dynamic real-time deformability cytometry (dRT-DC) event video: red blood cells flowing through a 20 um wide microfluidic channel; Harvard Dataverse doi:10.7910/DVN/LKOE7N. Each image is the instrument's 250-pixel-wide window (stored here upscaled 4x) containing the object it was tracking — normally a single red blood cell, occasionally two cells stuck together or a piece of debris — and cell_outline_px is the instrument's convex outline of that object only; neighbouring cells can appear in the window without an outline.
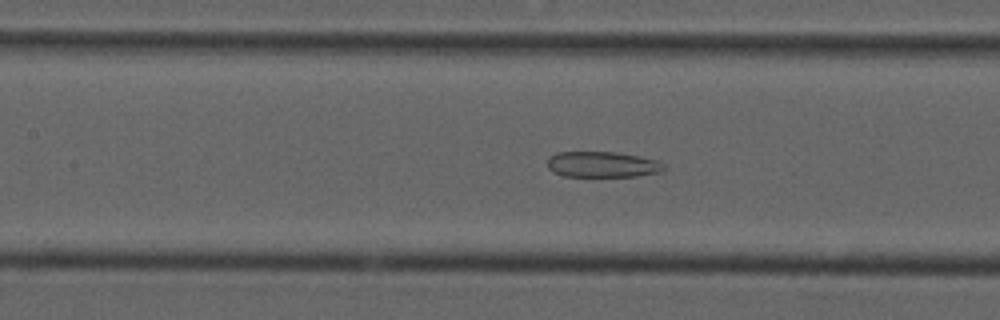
{"species": "common noctule bat (a hibernating species)", "species_latin": "Nyctalus noctula", "temperature_condition": "cold", "stored_images_in_passage": 44, "camera_frame_rate_fps": 3000, "um_per_image_px": 0.085, "animal": {"sex": "male", "forearm_length_mm": 52.5}, "frame": {"image": 1, "passage_image": 17, "time_ms": 5.333, "image_size_px": [1000, 320], "cell_outline_px": [[664, 168], [660, 172], [636, 176], [564, 176], [552, 172], [548, 168], [548, 160], [556, 152], [616, 152], [640, 156], [656, 160], [664, 164]], "centroid_in_image_um": [51.19, 13.98], "position_along_channel_um": 156.2, "area_um2": 17.4}}
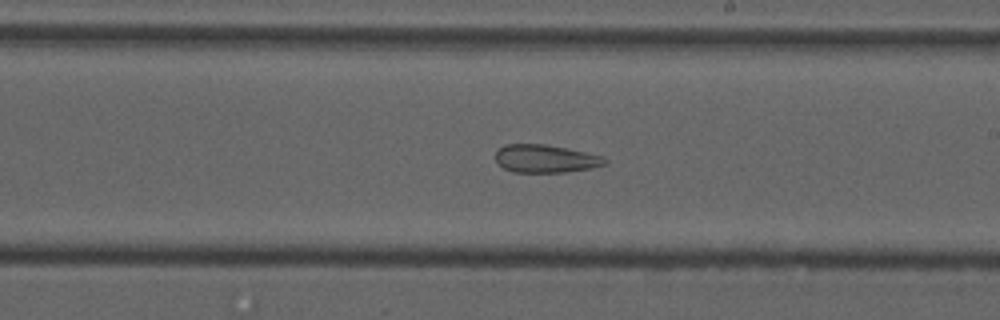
{"frame": {"image": 2, "passage_image": 24, "time_ms": 7.667, "image_size_px": [1000, 320], "cell_outline_px": [[608, 164], [588, 168], [564, 172], [512, 172], [504, 168], [496, 160], [496, 152], [504, 144], [544, 144], [604, 156], [608, 160]], "centroid_in_image_um": [46.37, 13.49], "position_along_channel_um": 242.6, "area_um2": 17.63}}
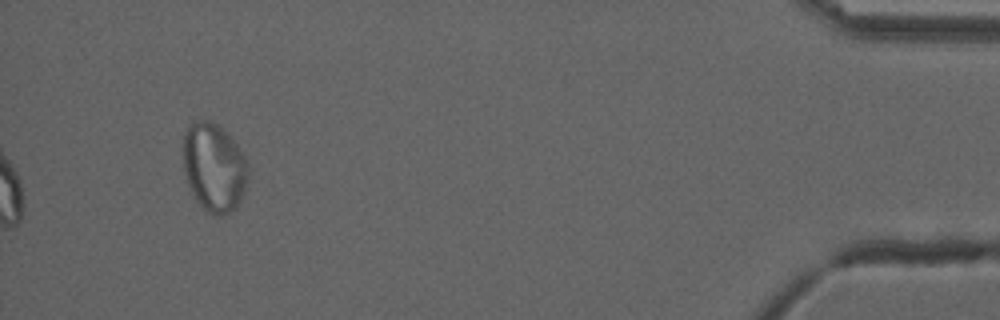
{"frame": {"image": 3, "passage_image": 44, "time_ms": 14.333, "image_size_px": [1000, 320], "cell_outline_px": [[248, 176], [244, 192], [240, 200], [228, 212], [220, 216], [216, 216], [208, 212], [192, 196], [184, 172], [180, 148], [184, 132], [188, 124], [196, 120], [208, 120], [216, 124], [228, 132], [244, 152], [248, 164]], "centroid_in_image_um": [18.15, 14.16], "position_along_channel_um": 417.0, "area_um2": 34.33}, "authors_computed_cell_mechanics": {"area_um2": 22.0796, "velocity_mm_per_s": 3.7113, "shape_relaxation_time_tau1_ms": null, "shape_relaxation_time_tau2_ms": 0.9006, "deformation_change_tau1": null, "deformation_change_tau2": 0.0632}}